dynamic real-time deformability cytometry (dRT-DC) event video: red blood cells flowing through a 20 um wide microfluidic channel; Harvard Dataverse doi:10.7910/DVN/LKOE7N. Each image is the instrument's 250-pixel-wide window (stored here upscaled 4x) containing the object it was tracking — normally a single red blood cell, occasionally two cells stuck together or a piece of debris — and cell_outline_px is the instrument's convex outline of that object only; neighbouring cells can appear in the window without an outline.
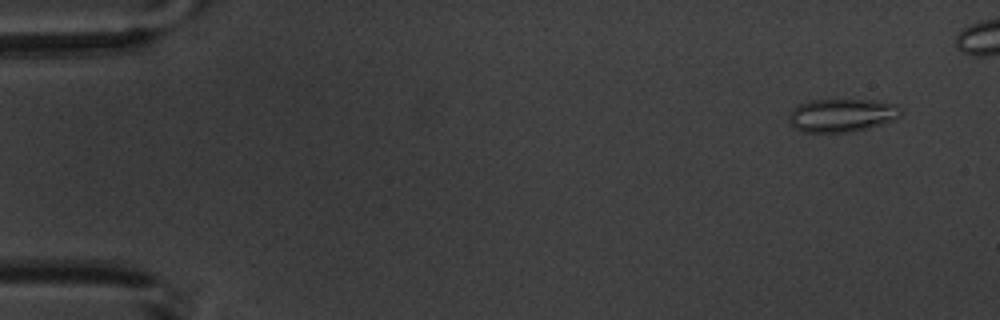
{"species": "common noctule bat (a hibernating species)", "species_latin": "Nyctalus noctula", "temperature_condition": "warm", "stored_images_in_passage": 8, "camera_frame_rate_fps": 3000, "um_per_image_px": 0.085, "animal": {"sex": "male", "body_mass_g": 20.1, "forearm_length_mm": 53.5}, "frame": {"image": 1, "passage_image": 1, "time_ms": 0.0, "image_size_px": [1000, 320], "cell_outline_px": [[904, 112], [900, 116], [892, 120], [868, 128], [852, 132], [800, 132], [792, 128], [788, 120], [788, 116], [792, 108], [808, 100], [872, 100], [896, 104]], "centroid_in_image_um": [71.51, 9.8], "position_along_channel_um": 13.5, "area_um2": 21.91}}
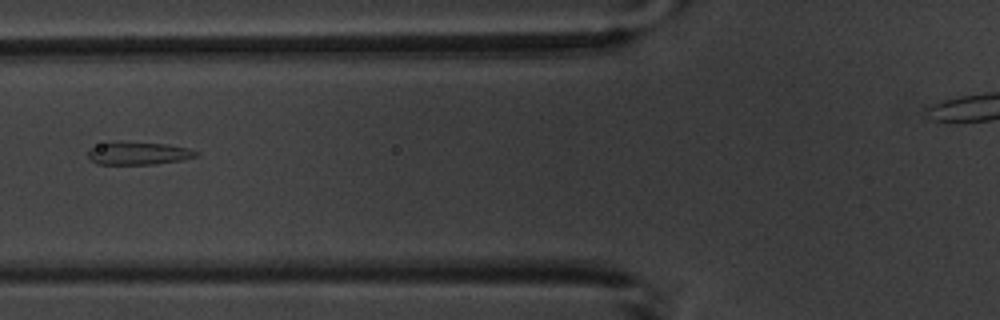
{"frame": {"image": 2, "passage_image": 6, "time_ms": 6.0, "image_size_px": [1000, 320], "cell_outline_px": [[200, 152], [196, 156], [180, 160], [156, 164], [96, 164], [88, 156], [88, 148], [100, 144], [116, 140], [168, 144], [188, 148]], "centroid_in_image_um": [11.73, 13.01], "position_along_channel_um": 114.1, "area_um2": 14.62}}
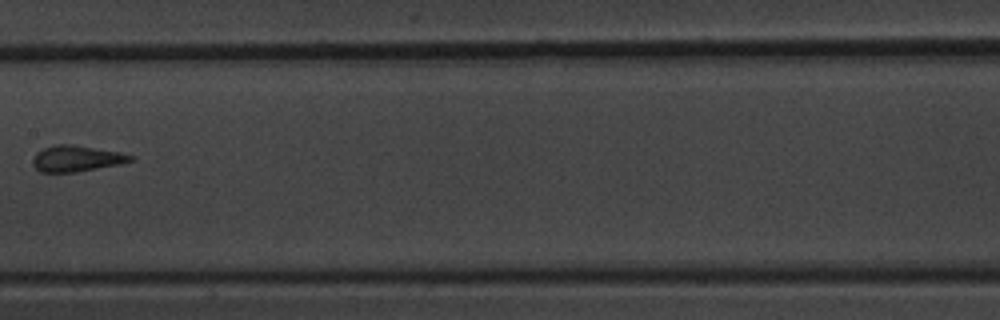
{"frame": {"image": 3, "passage_image": 8, "time_ms": 8.333, "image_size_px": [1000, 320], "cell_outline_px": [[136, 156], [132, 160], [120, 164], [76, 172], [40, 172], [32, 164], [32, 160], [36, 152], [44, 148], [56, 144], [72, 144], [120, 152]], "centroid_in_image_um": [6.49, 13.47], "position_along_channel_um": 200.9, "area_um2": 14.85}}